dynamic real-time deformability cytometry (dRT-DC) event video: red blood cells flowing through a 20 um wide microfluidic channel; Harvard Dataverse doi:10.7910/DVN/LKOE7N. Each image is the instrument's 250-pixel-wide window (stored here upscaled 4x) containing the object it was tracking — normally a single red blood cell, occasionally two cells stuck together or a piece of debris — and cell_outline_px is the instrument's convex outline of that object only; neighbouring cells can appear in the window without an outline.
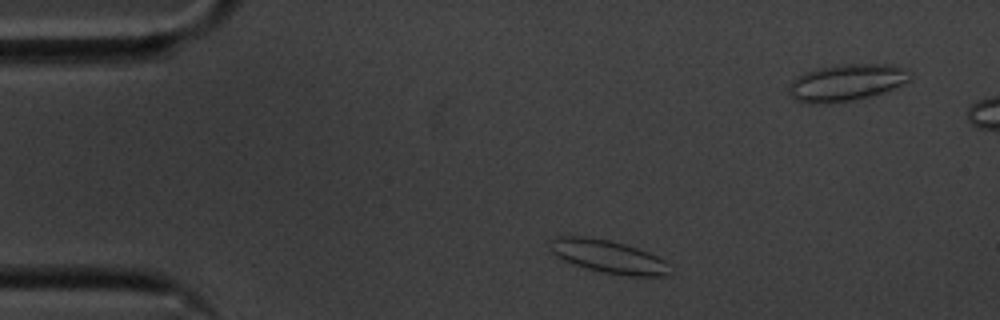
{"species": "common noctule bat (a hibernating species)", "species_latin": "Nyctalus noctula", "temperature_condition": "cold", "stored_images_in_passage": 52, "camera_frame_rate_fps": 3000, "um_per_image_px": 0.085, "animal": {"sex": "male", "body_mass_g": 20.1, "forearm_length_mm": 53.5}, "frame": {"image": 1, "passage_image": 5, "time_ms": 1.333, "image_size_px": [1000, 320], "cell_outline_px": [[672, 272], [664, 276], [628, 276], [604, 272], [588, 268], [564, 260], [548, 252], [548, 240], [552, 236], [588, 236], [608, 240], [624, 244], [648, 252], [664, 260]], "centroid_in_image_um": [51.62, 21.78], "position_along_channel_um": 33.4, "area_um2": 23.12}}
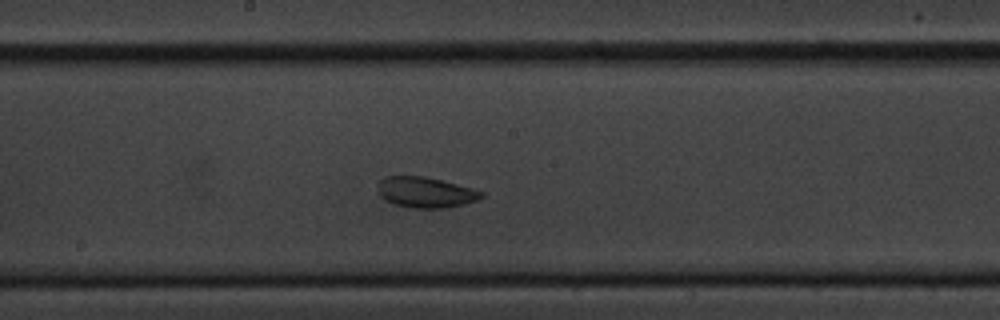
{"frame": {"image": 2, "passage_image": 24, "time_ms": 7.667, "image_size_px": [1000, 320], "cell_outline_px": [[484, 196], [476, 200], [464, 204], [448, 208], [408, 208], [392, 204], [384, 200], [380, 196], [376, 188], [380, 180], [384, 176], [424, 176], [472, 188], [484, 192]], "centroid_in_image_um": [36.12, 16.36], "position_along_channel_um": 212.1, "area_um2": 18.73}}
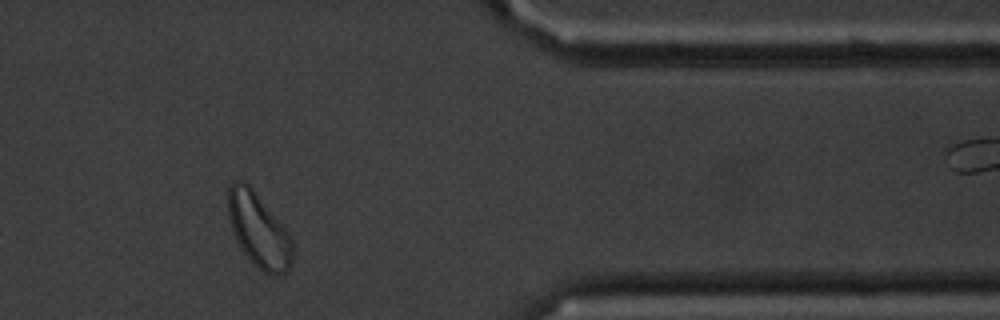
{"frame": {"image": 3, "passage_image": 41, "time_ms": 13.333, "image_size_px": [1000, 320], "cell_outline_px": [[292, 264], [284, 272], [276, 276], [272, 276], [264, 272], [244, 252], [236, 240], [228, 216], [228, 188], [236, 180], [244, 180], [252, 188], [288, 232], [292, 240]], "centroid_in_image_um": [21.98, 19.56], "position_along_channel_um": 389.4, "area_um2": 27.28}, "authors_computed_cell_mechanics": {"area_um2": 21.0681, "velocity_mm_per_s": 3.496, "shape_relaxation_time_tau1_ms": 8.8408, "shape_relaxation_time_tau2_ms": null, "deformation_change_tau1": 0.0979, "deformation_change_tau2": null}}